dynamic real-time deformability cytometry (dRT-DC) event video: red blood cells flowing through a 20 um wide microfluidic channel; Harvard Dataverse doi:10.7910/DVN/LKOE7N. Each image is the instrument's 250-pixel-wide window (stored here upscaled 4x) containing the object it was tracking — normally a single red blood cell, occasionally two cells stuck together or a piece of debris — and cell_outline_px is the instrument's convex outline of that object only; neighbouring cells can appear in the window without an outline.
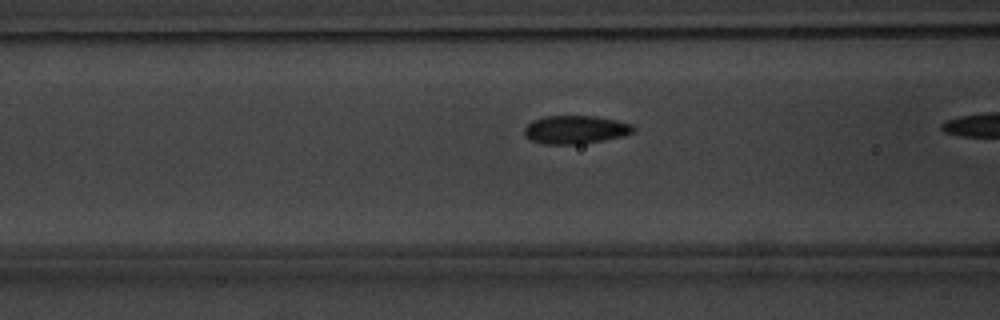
{"species": "common noctule bat (a hibernating species)", "species_latin": "Nyctalus noctula", "temperature_condition": "warm", "stored_images_in_passage": 9, "camera_frame_rate_fps": 3000, "um_per_image_px": 0.085, "animal": {"sex": "male", "body_mass_g": 20.1, "forearm_length_mm": 53.5}, "frame": {"image": 1, "passage_image": 8, "time_ms": 2.333, "image_size_px": [1000, 320], "cell_outline_px": [[636, 128], [632, 132], [624, 136], [604, 140], [580, 144], [544, 144], [528, 140], [524, 136], [524, 128], [532, 120], [544, 116], [596, 116], [616, 120], [632, 124]], "centroid_in_image_um": [48.88, 11.02], "position_along_channel_um": 117.7, "area_um2": 18.15}}